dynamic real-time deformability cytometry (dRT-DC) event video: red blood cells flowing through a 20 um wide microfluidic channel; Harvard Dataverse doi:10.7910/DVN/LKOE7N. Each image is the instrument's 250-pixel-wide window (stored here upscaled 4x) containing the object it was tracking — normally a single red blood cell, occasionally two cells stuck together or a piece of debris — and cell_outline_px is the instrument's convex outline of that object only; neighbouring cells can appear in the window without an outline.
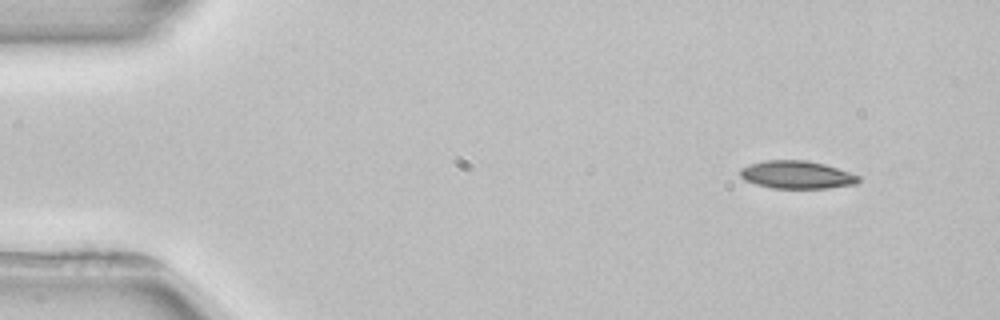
{"species": "common noctule bat (a hibernating species)", "species_latin": "Nyctalus noctula", "temperature_condition": "room temperature", "stored_images_in_passage": 3, "camera_frame_rate_fps": 3000, "um_per_image_px": 0.085, "animal": {"sex": "female", "body_mass_g": 22.7, "forearm_length_mm": 54.2}, "frame": {"image": 1, "passage_image": 1, "time_ms": 0.0, "image_size_px": [1000, 320], "cell_outline_px": [[860, 180], [856, 184], [828, 188], [772, 188], [756, 184], [744, 180], [740, 176], [740, 168], [748, 164], [764, 160], [804, 160], [824, 164], [860, 176]], "centroid_in_image_um": [67.69, 14.85], "position_along_channel_um": 17.3, "area_um2": 19.19}}
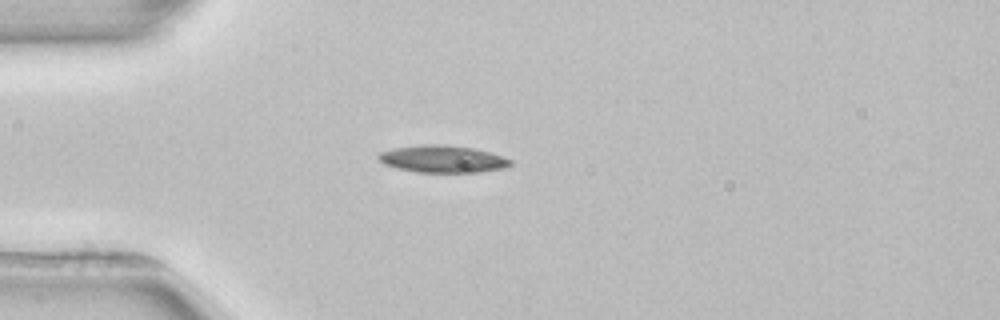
{"frame": {"image": 2, "passage_image": 3, "time_ms": 3.0, "image_size_px": [1000, 320], "cell_outline_px": [[512, 164], [508, 168], [480, 172], [416, 172], [396, 168], [384, 164], [376, 156], [380, 152], [392, 148], [420, 144], [444, 144], [472, 148], [488, 152], [512, 160]], "centroid_in_image_um": [37.6, 13.51], "position_along_channel_um": 47.4, "area_um2": 21.04}}